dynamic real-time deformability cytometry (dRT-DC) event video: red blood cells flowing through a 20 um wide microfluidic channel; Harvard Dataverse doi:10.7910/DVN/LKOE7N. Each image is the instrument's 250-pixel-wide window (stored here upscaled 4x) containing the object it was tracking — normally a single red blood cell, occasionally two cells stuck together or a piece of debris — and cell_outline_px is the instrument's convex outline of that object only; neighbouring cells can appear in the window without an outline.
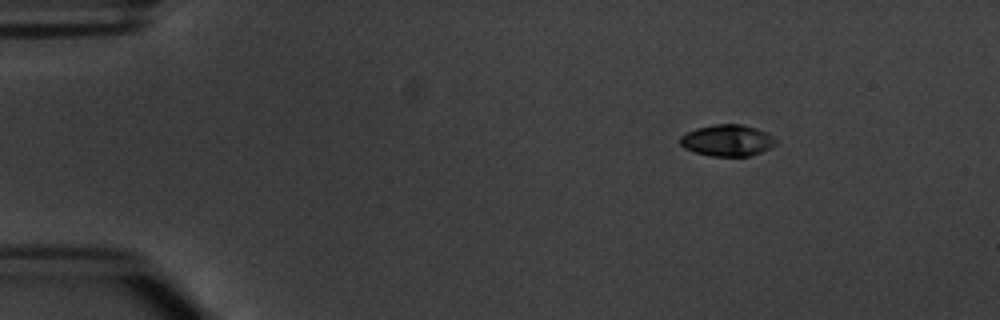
{"species": "common noctule bat (a hibernating species)", "species_latin": "Nyctalus noctula", "temperature_condition": "warm", "stored_images_in_passage": 3, "camera_frame_rate_fps": 3000, "um_per_image_px": 0.085, "animal": {"sex": "male", "body_mass_g": 20.1, "forearm_length_mm": 53.5}, "frame": {"image": 1, "passage_image": 1, "time_ms": 0.0, "image_size_px": [1000, 320], "cell_outline_px": [[776, 144], [760, 152], [748, 156], [712, 156], [696, 152], [684, 148], [680, 144], [680, 136], [696, 128], [716, 124], [740, 124], [756, 128], [768, 132], [776, 140]], "centroid_in_image_um": [61.82, 11.93], "position_along_channel_um": 23.2, "area_um2": 17.4}}